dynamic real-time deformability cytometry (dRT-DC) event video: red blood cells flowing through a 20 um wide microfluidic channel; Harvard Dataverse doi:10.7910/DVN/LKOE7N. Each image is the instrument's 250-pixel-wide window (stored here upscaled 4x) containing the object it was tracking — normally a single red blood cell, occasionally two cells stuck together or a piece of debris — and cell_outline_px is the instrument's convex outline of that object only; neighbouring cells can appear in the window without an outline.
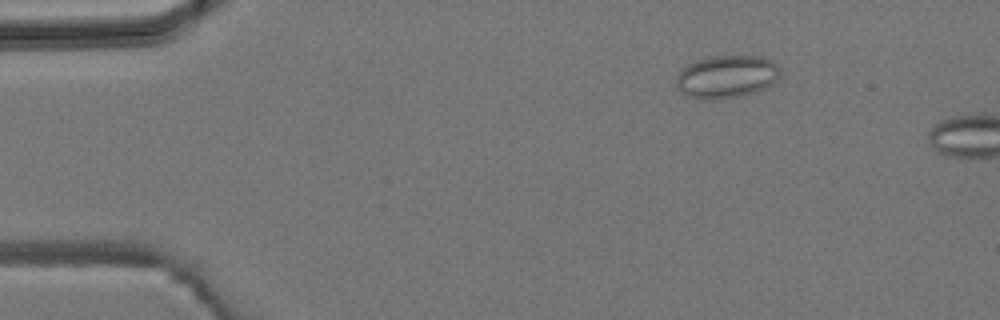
{"species": "common noctule bat (a hibernating species)", "species_latin": "Nyctalus noctula", "temperature_condition": "room temperature", "stored_images_in_passage": 3, "camera_frame_rate_fps": 3000, "um_per_image_px": 0.085, "animal": {"sex": "male", "body_mass_g": 19.2, "forearm_length_mm": 51.8}, "frame": {"image": 1, "passage_image": 2, "time_ms": 1.0, "image_size_px": [1000, 320], "cell_outline_px": [[780, 76], [772, 84], [764, 88], [752, 92], [736, 96], [716, 100], [704, 100], [688, 96], [680, 92], [676, 84], [676, 76], [688, 64], [696, 60], [708, 56], [764, 56], [772, 60], [780, 68]], "centroid_in_image_um": [61.75, 6.51], "position_along_channel_um": 23.2, "area_um2": 26.01}}